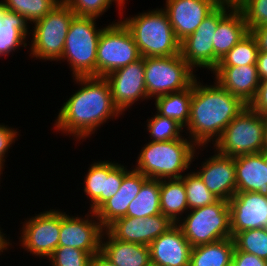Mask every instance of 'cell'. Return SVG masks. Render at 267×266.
I'll use <instances>...</instances> for the list:
<instances>
[{"instance_id":"obj_1","label":"cell","mask_w":267,"mask_h":266,"mask_svg":"<svg viewBox=\"0 0 267 266\" xmlns=\"http://www.w3.org/2000/svg\"><path fill=\"white\" fill-rule=\"evenodd\" d=\"M78 85L58 109L53 129L56 133L72 136L77 144L100 130L110 120L124 116L115 106L110 85L105 77L88 76L72 78ZM79 141V142H78Z\"/></svg>"},{"instance_id":"obj_2","label":"cell","mask_w":267,"mask_h":266,"mask_svg":"<svg viewBox=\"0 0 267 266\" xmlns=\"http://www.w3.org/2000/svg\"><path fill=\"white\" fill-rule=\"evenodd\" d=\"M200 79L199 76L193 82L190 116L184 130L197 147H211L226 126L248 105L215 80L204 84Z\"/></svg>"},{"instance_id":"obj_3","label":"cell","mask_w":267,"mask_h":266,"mask_svg":"<svg viewBox=\"0 0 267 266\" xmlns=\"http://www.w3.org/2000/svg\"><path fill=\"white\" fill-rule=\"evenodd\" d=\"M142 146L133 168L158 180L181 178L191 165L195 166L193 162L202 151L209 152L207 147H197L186 135L176 140L148 141Z\"/></svg>"},{"instance_id":"obj_4","label":"cell","mask_w":267,"mask_h":266,"mask_svg":"<svg viewBox=\"0 0 267 266\" xmlns=\"http://www.w3.org/2000/svg\"><path fill=\"white\" fill-rule=\"evenodd\" d=\"M123 14L124 11L119 20L131 33L142 57H169L180 54V42L162 6L143 10L129 17Z\"/></svg>"},{"instance_id":"obj_5","label":"cell","mask_w":267,"mask_h":266,"mask_svg":"<svg viewBox=\"0 0 267 266\" xmlns=\"http://www.w3.org/2000/svg\"><path fill=\"white\" fill-rule=\"evenodd\" d=\"M99 18L74 16L65 39L60 64L67 61L72 78L96 76L97 46L105 27ZM62 61V62H61Z\"/></svg>"},{"instance_id":"obj_6","label":"cell","mask_w":267,"mask_h":266,"mask_svg":"<svg viewBox=\"0 0 267 266\" xmlns=\"http://www.w3.org/2000/svg\"><path fill=\"white\" fill-rule=\"evenodd\" d=\"M75 13L61 0L43 19L30 27L29 57L41 62H58L61 59L65 39ZM31 41V42H30ZM36 58V59H35Z\"/></svg>"},{"instance_id":"obj_7","label":"cell","mask_w":267,"mask_h":266,"mask_svg":"<svg viewBox=\"0 0 267 266\" xmlns=\"http://www.w3.org/2000/svg\"><path fill=\"white\" fill-rule=\"evenodd\" d=\"M266 118L247 106L226 126L210 151L214 148L230 157L262 152Z\"/></svg>"},{"instance_id":"obj_8","label":"cell","mask_w":267,"mask_h":266,"mask_svg":"<svg viewBox=\"0 0 267 266\" xmlns=\"http://www.w3.org/2000/svg\"><path fill=\"white\" fill-rule=\"evenodd\" d=\"M192 247L232 237L229 201L189 210L176 223Z\"/></svg>"},{"instance_id":"obj_9","label":"cell","mask_w":267,"mask_h":266,"mask_svg":"<svg viewBox=\"0 0 267 266\" xmlns=\"http://www.w3.org/2000/svg\"><path fill=\"white\" fill-rule=\"evenodd\" d=\"M145 85L149 100L190 87L198 74L180 54L144 57Z\"/></svg>"},{"instance_id":"obj_10","label":"cell","mask_w":267,"mask_h":266,"mask_svg":"<svg viewBox=\"0 0 267 266\" xmlns=\"http://www.w3.org/2000/svg\"><path fill=\"white\" fill-rule=\"evenodd\" d=\"M104 25L96 58V76L100 77L142 57L131 33L119 19Z\"/></svg>"},{"instance_id":"obj_11","label":"cell","mask_w":267,"mask_h":266,"mask_svg":"<svg viewBox=\"0 0 267 266\" xmlns=\"http://www.w3.org/2000/svg\"><path fill=\"white\" fill-rule=\"evenodd\" d=\"M44 209L25 218L18 236V246L39 260L48 259L59 244L61 209Z\"/></svg>"},{"instance_id":"obj_12","label":"cell","mask_w":267,"mask_h":266,"mask_svg":"<svg viewBox=\"0 0 267 266\" xmlns=\"http://www.w3.org/2000/svg\"><path fill=\"white\" fill-rule=\"evenodd\" d=\"M229 3H221L209 14L198 28L180 42L181 57L197 72L207 69L213 71V40L218 22L234 7ZM208 71V72H207Z\"/></svg>"},{"instance_id":"obj_13","label":"cell","mask_w":267,"mask_h":266,"mask_svg":"<svg viewBox=\"0 0 267 266\" xmlns=\"http://www.w3.org/2000/svg\"><path fill=\"white\" fill-rule=\"evenodd\" d=\"M66 212L61 211L58 246L80 249L91 256L100 253L101 237L105 229L98 220L96 213L88 210L84 216L82 214L78 215V213H74L73 216Z\"/></svg>"},{"instance_id":"obj_14","label":"cell","mask_w":267,"mask_h":266,"mask_svg":"<svg viewBox=\"0 0 267 266\" xmlns=\"http://www.w3.org/2000/svg\"><path fill=\"white\" fill-rule=\"evenodd\" d=\"M88 168L83 179V193L89 200L87 210L95 212L104 202L113 197L123 181V164L116 160L94 161Z\"/></svg>"},{"instance_id":"obj_15","label":"cell","mask_w":267,"mask_h":266,"mask_svg":"<svg viewBox=\"0 0 267 266\" xmlns=\"http://www.w3.org/2000/svg\"><path fill=\"white\" fill-rule=\"evenodd\" d=\"M105 78L110 85L113 102L123 115L128 109L131 110L134 103L149 101L145 85L144 57L109 73Z\"/></svg>"},{"instance_id":"obj_16","label":"cell","mask_w":267,"mask_h":266,"mask_svg":"<svg viewBox=\"0 0 267 266\" xmlns=\"http://www.w3.org/2000/svg\"><path fill=\"white\" fill-rule=\"evenodd\" d=\"M221 3L218 0H165L168 15L179 42L190 36Z\"/></svg>"},{"instance_id":"obj_17","label":"cell","mask_w":267,"mask_h":266,"mask_svg":"<svg viewBox=\"0 0 267 266\" xmlns=\"http://www.w3.org/2000/svg\"><path fill=\"white\" fill-rule=\"evenodd\" d=\"M174 223L162 213L147 218L125 216L115 220L106 230L117 240L148 246Z\"/></svg>"},{"instance_id":"obj_18","label":"cell","mask_w":267,"mask_h":266,"mask_svg":"<svg viewBox=\"0 0 267 266\" xmlns=\"http://www.w3.org/2000/svg\"><path fill=\"white\" fill-rule=\"evenodd\" d=\"M212 155L194 169L205 186L218 199L229 201L236 193V173L234 157L222 155L212 148Z\"/></svg>"},{"instance_id":"obj_19","label":"cell","mask_w":267,"mask_h":266,"mask_svg":"<svg viewBox=\"0 0 267 266\" xmlns=\"http://www.w3.org/2000/svg\"><path fill=\"white\" fill-rule=\"evenodd\" d=\"M232 237L248 229L267 225V197L258 192H236L229 200Z\"/></svg>"},{"instance_id":"obj_20","label":"cell","mask_w":267,"mask_h":266,"mask_svg":"<svg viewBox=\"0 0 267 266\" xmlns=\"http://www.w3.org/2000/svg\"><path fill=\"white\" fill-rule=\"evenodd\" d=\"M147 179L133 166L129 169L127 165L123 164V181L118 192L95 211L104 229L115 220L125 217L129 204L140 192L142 184Z\"/></svg>"},{"instance_id":"obj_21","label":"cell","mask_w":267,"mask_h":266,"mask_svg":"<svg viewBox=\"0 0 267 266\" xmlns=\"http://www.w3.org/2000/svg\"><path fill=\"white\" fill-rule=\"evenodd\" d=\"M153 266H189L192 246L181 228L174 224L149 245Z\"/></svg>"},{"instance_id":"obj_22","label":"cell","mask_w":267,"mask_h":266,"mask_svg":"<svg viewBox=\"0 0 267 266\" xmlns=\"http://www.w3.org/2000/svg\"><path fill=\"white\" fill-rule=\"evenodd\" d=\"M211 74L212 79L222 88L240 98L246 105L255 98L260 83L256 65L216 67Z\"/></svg>"},{"instance_id":"obj_23","label":"cell","mask_w":267,"mask_h":266,"mask_svg":"<svg viewBox=\"0 0 267 266\" xmlns=\"http://www.w3.org/2000/svg\"><path fill=\"white\" fill-rule=\"evenodd\" d=\"M236 192H258L267 197V166L264 150L234 157Z\"/></svg>"},{"instance_id":"obj_24","label":"cell","mask_w":267,"mask_h":266,"mask_svg":"<svg viewBox=\"0 0 267 266\" xmlns=\"http://www.w3.org/2000/svg\"><path fill=\"white\" fill-rule=\"evenodd\" d=\"M30 27L22 15L8 10L0 1V59L13 56L21 47L27 49Z\"/></svg>"},{"instance_id":"obj_25","label":"cell","mask_w":267,"mask_h":266,"mask_svg":"<svg viewBox=\"0 0 267 266\" xmlns=\"http://www.w3.org/2000/svg\"><path fill=\"white\" fill-rule=\"evenodd\" d=\"M249 33L242 11L234 6L219 22L213 40V70L224 55Z\"/></svg>"},{"instance_id":"obj_26","label":"cell","mask_w":267,"mask_h":266,"mask_svg":"<svg viewBox=\"0 0 267 266\" xmlns=\"http://www.w3.org/2000/svg\"><path fill=\"white\" fill-rule=\"evenodd\" d=\"M100 253L116 266H151L149 246L117 240L106 229Z\"/></svg>"},{"instance_id":"obj_27","label":"cell","mask_w":267,"mask_h":266,"mask_svg":"<svg viewBox=\"0 0 267 266\" xmlns=\"http://www.w3.org/2000/svg\"><path fill=\"white\" fill-rule=\"evenodd\" d=\"M234 250L232 237L192 247L189 266H229Z\"/></svg>"},{"instance_id":"obj_28","label":"cell","mask_w":267,"mask_h":266,"mask_svg":"<svg viewBox=\"0 0 267 266\" xmlns=\"http://www.w3.org/2000/svg\"><path fill=\"white\" fill-rule=\"evenodd\" d=\"M160 208L161 213L174 224L188 212L186 190L181 178L161 179Z\"/></svg>"},{"instance_id":"obj_29","label":"cell","mask_w":267,"mask_h":266,"mask_svg":"<svg viewBox=\"0 0 267 266\" xmlns=\"http://www.w3.org/2000/svg\"><path fill=\"white\" fill-rule=\"evenodd\" d=\"M192 95L193 84L182 91L159 96L151 103L154 102V110H156L158 114L177 121L185 128L190 116Z\"/></svg>"},{"instance_id":"obj_30","label":"cell","mask_w":267,"mask_h":266,"mask_svg":"<svg viewBox=\"0 0 267 266\" xmlns=\"http://www.w3.org/2000/svg\"><path fill=\"white\" fill-rule=\"evenodd\" d=\"M160 187L161 180L148 178L129 204L125 216L147 218L160 214Z\"/></svg>"},{"instance_id":"obj_31","label":"cell","mask_w":267,"mask_h":266,"mask_svg":"<svg viewBox=\"0 0 267 266\" xmlns=\"http://www.w3.org/2000/svg\"><path fill=\"white\" fill-rule=\"evenodd\" d=\"M258 53L257 41L249 32L224 55L216 67L256 65Z\"/></svg>"},{"instance_id":"obj_32","label":"cell","mask_w":267,"mask_h":266,"mask_svg":"<svg viewBox=\"0 0 267 266\" xmlns=\"http://www.w3.org/2000/svg\"><path fill=\"white\" fill-rule=\"evenodd\" d=\"M181 179L184 182V187L187 195L188 211L196 208L211 205L219 199L209 191L198 173L191 168Z\"/></svg>"},{"instance_id":"obj_33","label":"cell","mask_w":267,"mask_h":266,"mask_svg":"<svg viewBox=\"0 0 267 266\" xmlns=\"http://www.w3.org/2000/svg\"><path fill=\"white\" fill-rule=\"evenodd\" d=\"M146 134L148 141H169L182 138L185 134L184 127L177 121L164 117L157 112L146 120ZM150 139V140H149Z\"/></svg>"},{"instance_id":"obj_34","label":"cell","mask_w":267,"mask_h":266,"mask_svg":"<svg viewBox=\"0 0 267 266\" xmlns=\"http://www.w3.org/2000/svg\"><path fill=\"white\" fill-rule=\"evenodd\" d=\"M8 10L22 15L32 25L50 13L61 0H1Z\"/></svg>"},{"instance_id":"obj_35","label":"cell","mask_w":267,"mask_h":266,"mask_svg":"<svg viewBox=\"0 0 267 266\" xmlns=\"http://www.w3.org/2000/svg\"><path fill=\"white\" fill-rule=\"evenodd\" d=\"M232 238L237 250L267 260V233L264 228L237 232Z\"/></svg>"},{"instance_id":"obj_36","label":"cell","mask_w":267,"mask_h":266,"mask_svg":"<svg viewBox=\"0 0 267 266\" xmlns=\"http://www.w3.org/2000/svg\"><path fill=\"white\" fill-rule=\"evenodd\" d=\"M76 16L100 18L111 6L117 5L119 18L128 0H62ZM127 1V2H126ZM126 3V4H125Z\"/></svg>"},{"instance_id":"obj_37","label":"cell","mask_w":267,"mask_h":266,"mask_svg":"<svg viewBox=\"0 0 267 266\" xmlns=\"http://www.w3.org/2000/svg\"><path fill=\"white\" fill-rule=\"evenodd\" d=\"M92 256L80 249L58 246L47 259L49 266H90Z\"/></svg>"},{"instance_id":"obj_38","label":"cell","mask_w":267,"mask_h":266,"mask_svg":"<svg viewBox=\"0 0 267 266\" xmlns=\"http://www.w3.org/2000/svg\"><path fill=\"white\" fill-rule=\"evenodd\" d=\"M236 6L242 11L249 32L267 25V0H241Z\"/></svg>"},{"instance_id":"obj_39","label":"cell","mask_w":267,"mask_h":266,"mask_svg":"<svg viewBox=\"0 0 267 266\" xmlns=\"http://www.w3.org/2000/svg\"><path fill=\"white\" fill-rule=\"evenodd\" d=\"M18 128L0 123V167L5 170V162L10 148L22 136ZM9 151V152H8Z\"/></svg>"},{"instance_id":"obj_40","label":"cell","mask_w":267,"mask_h":266,"mask_svg":"<svg viewBox=\"0 0 267 266\" xmlns=\"http://www.w3.org/2000/svg\"><path fill=\"white\" fill-rule=\"evenodd\" d=\"M252 110L267 116V79H261L255 98L248 105Z\"/></svg>"},{"instance_id":"obj_41","label":"cell","mask_w":267,"mask_h":266,"mask_svg":"<svg viewBox=\"0 0 267 266\" xmlns=\"http://www.w3.org/2000/svg\"><path fill=\"white\" fill-rule=\"evenodd\" d=\"M235 266H267V260L257 257L254 254L239 251L235 248L233 262Z\"/></svg>"},{"instance_id":"obj_42","label":"cell","mask_w":267,"mask_h":266,"mask_svg":"<svg viewBox=\"0 0 267 266\" xmlns=\"http://www.w3.org/2000/svg\"><path fill=\"white\" fill-rule=\"evenodd\" d=\"M250 32L257 41L259 52H267V25L253 28Z\"/></svg>"},{"instance_id":"obj_43","label":"cell","mask_w":267,"mask_h":266,"mask_svg":"<svg viewBox=\"0 0 267 266\" xmlns=\"http://www.w3.org/2000/svg\"><path fill=\"white\" fill-rule=\"evenodd\" d=\"M256 66L260 80L267 79V52L258 53Z\"/></svg>"},{"instance_id":"obj_44","label":"cell","mask_w":267,"mask_h":266,"mask_svg":"<svg viewBox=\"0 0 267 266\" xmlns=\"http://www.w3.org/2000/svg\"><path fill=\"white\" fill-rule=\"evenodd\" d=\"M2 230L4 229H2L0 226V256H2V254L5 253V251L9 252L8 250L14 247L13 244H16L15 242H12V240H10V235L8 236Z\"/></svg>"},{"instance_id":"obj_45","label":"cell","mask_w":267,"mask_h":266,"mask_svg":"<svg viewBox=\"0 0 267 266\" xmlns=\"http://www.w3.org/2000/svg\"><path fill=\"white\" fill-rule=\"evenodd\" d=\"M90 266H116V265L111 263L101 253H98L92 256Z\"/></svg>"},{"instance_id":"obj_46","label":"cell","mask_w":267,"mask_h":266,"mask_svg":"<svg viewBox=\"0 0 267 266\" xmlns=\"http://www.w3.org/2000/svg\"><path fill=\"white\" fill-rule=\"evenodd\" d=\"M263 150L267 151V118L265 123V129H264V144H263Z\"/></svg>"},{"instance_id":"obj_47","label":"cell","mask_w":267,"mask_h":266,"mask_svg":"<svg viewBox=\"0 0 267 266\" xmlns=\"http://www.w3.org/2000/svg\"><path fill=\"white\" fill-rule=\"evenodd\" d=\"M220 3H229L232 5H237L241 0H218Z\"/></svg>"},{"instance_id":"obj_48","label":"cell","mask_w":267,"mask_h":266,"mask_svg":"<svg viewBox=\"0 0 267 266\" xmlns=\"http://www.w3.org/2000/svg\"><path fill=\"white\" fill-rule=\"evenodd\" d=\"M264 160H265V163H266V166H267V151H264Z\"/></svg>"},{"instance_id":"obj_49","label":"cell","mask_w":267,"mask_h":266,"mask_svg":"<svg viewBox=\"0 0 267 266\" xmlns=\"http://www.w3.org/2000/svg\"><path fill=\"white\" fill-rule=\"evenodd\" d=\"M3 171L4 170L0 167V184H1V180H2V178H1L2 176L1 175L3 174ZM0 187H2V186L0 185Z\"/></svg>"}]
</instances>
